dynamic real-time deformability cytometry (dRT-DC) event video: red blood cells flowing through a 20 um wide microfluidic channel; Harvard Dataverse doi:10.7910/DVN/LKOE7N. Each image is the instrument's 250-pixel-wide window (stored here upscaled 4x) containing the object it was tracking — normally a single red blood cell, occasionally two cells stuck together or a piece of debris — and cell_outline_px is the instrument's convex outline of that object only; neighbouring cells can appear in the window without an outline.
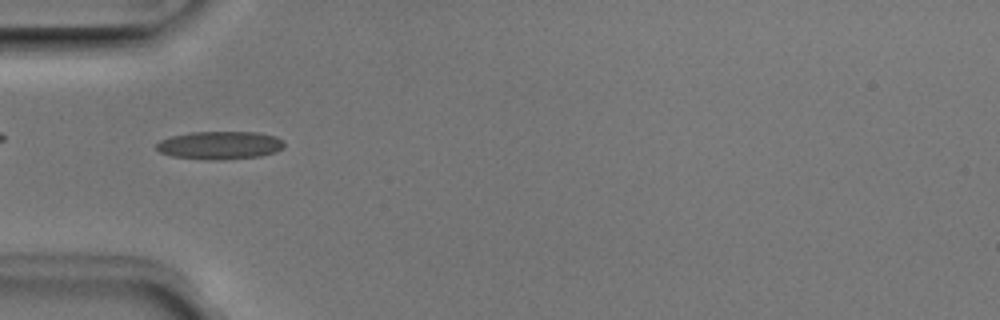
{"species": "Egyptian fruit bat (a non-hibernating species)", "species_latin": "Rousettus aegyptiacus", "temperature_condition": "room temperature", "stored_images_in_passage": 46, "camera_frame_rate_fps": 3000, "um_per_image_px": 0.085, "animal": {"sex": "male"}, "frame": {"image": 1, "passage_image": 11, "time_ms": 3.333, "image_size_px": [1000, 320], "cell_outline_px": [[284, 148], [276, 152], [260, 156], [220, 160], [204, 160], [172, 156], [160, 152], [156, 148], [156, 144], [160, 140], [172, 136], [192, 132], [256, 132], [276, 136], [284, 140]], "centroid_in_image_um": [18.71, 12.35], "position_along_channel_um": 66.3, "area_um2": 21.04}}
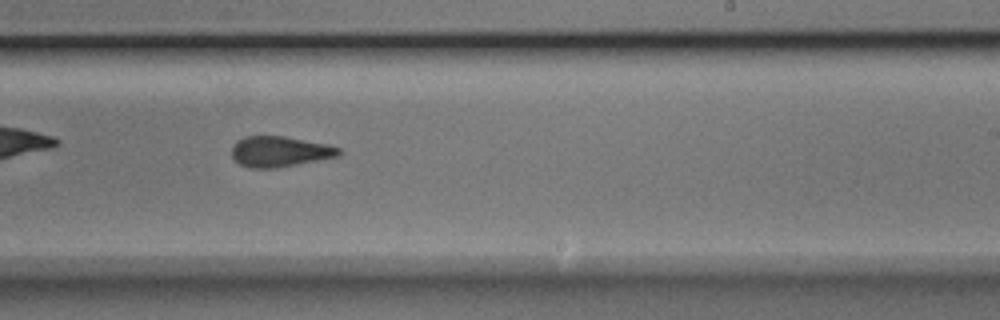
{"frame": {"image": 2, "passage_image": 26, "time_ms": 8.333, "image_size_px": [1000, 320], "cell_outline_px": [[340, 156], [276, 168], [248, 168], [240, 164], [232, 156], [232, 148], [236, 140], [244, 136], [284, 136], [328, 144], [340, 148]], "centroid_in_image_um": [23.77, 12.88], "position_along_channel_um": 265.2, "area_um2": 19.13}}
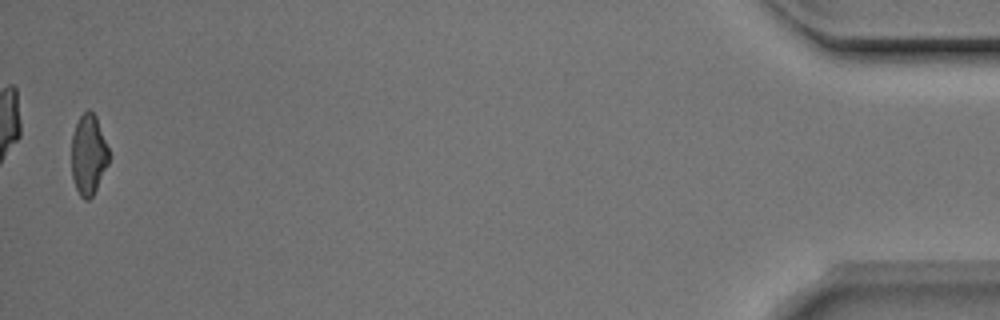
{"frame": {"image": 3, "passage_image": 45, "time_ms": 14.667, "image_size_px": [1000, 320], "cell_outline_px": [[112, 156], [92, 196], [88, 200], [84, 200], [80, 196], [76, 188], [72, 176], [72, 136], [76, 124], [80, 116], [88, 108], [96, 116]], "centroid_in_image_um": [7.54, 13.14], "position_along_channel_um": 427.7, "area_um2": 17.57}, "authors_computed_cell_mechanics": {"area_um2": 19.3052, "velocity_mm_per_s": 3.9754, "shape_relaxation_time_tau1_ms": 5.0379, "shape_relaxation_time_tau2_ms": 2.5389, "deformation_change_tau1": 0.1369, "deformation_change_tau2": 0.1087}}